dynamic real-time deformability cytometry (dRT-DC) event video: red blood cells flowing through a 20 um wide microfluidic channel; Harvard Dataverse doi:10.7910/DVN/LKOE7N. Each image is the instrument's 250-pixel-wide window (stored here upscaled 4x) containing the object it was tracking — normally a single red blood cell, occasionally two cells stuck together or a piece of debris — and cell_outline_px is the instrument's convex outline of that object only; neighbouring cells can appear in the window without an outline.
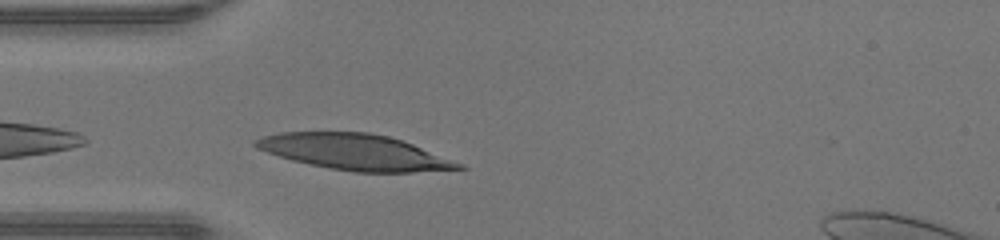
{"species": "human", "species_latin": "Homo sapiens", "temperature_condition": "warm", "stored_images_in_passage": 22, "camera_frame_rate_fps": 3000, "um_per_image_px": 0.085, "donor": {"sex": "male"}, "frame": {"image": 1, "passage_image": 1, "time_ms": 0.0, "image_size_px": [1000, 240], "cell_outline_px": [[468, 168], [412, 172], [356, 172], [328, 168], [292, 160], [256, 148], [252, 144], [252, 140], [264, 136], [280, 132], [368, 132], [388, 136], [412, 144], [464, 164]], "centroid_in_image_um": [30.13, 12.92], "position_along_channel_um": 54.9, "area_um2": 42.02}}
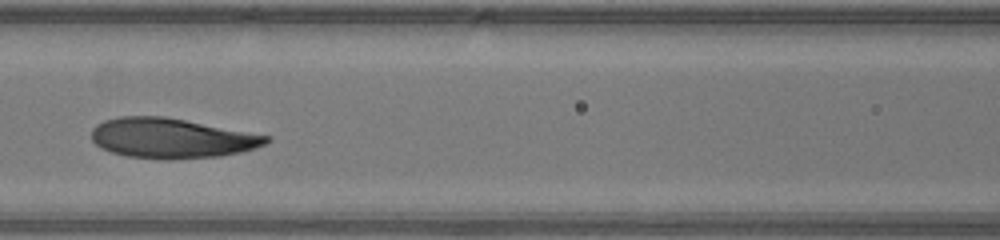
{"frame": {"image": 2, "passage_image": 8, "time_ms": 2.333, "image_size_px": [1000, 240], "cell_outline_px": [[272, 140], [256, 148], [240, 152], [220, 156], [168, 160], [128, 156], [112, 152], [100, 148], [92, 140], [92, 128], [96, 124], [104, 120], [120, 116], [164, 116], [272, 136]], "centroid_in_image_um": [14.59, 11.74], "position_along_channel_um": 152.0, "area_um2": 40.86}}
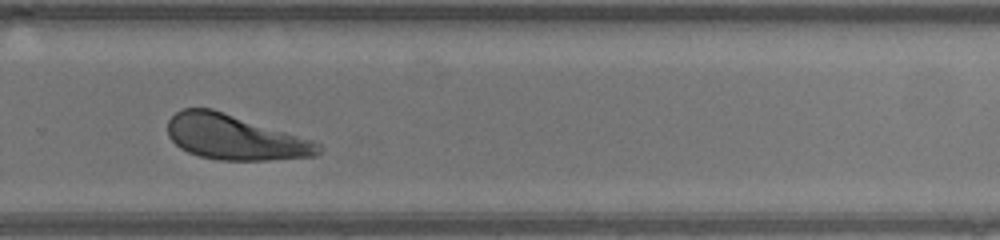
{"frame": {"image": 3, "passage_image": 19, "time_ms": 6.0, "image_size_px": [1000, 240], "cell_outline_px": [[324, 148], [316, 156], [268, 160], [220, 160], [200, 156], [188, 152], [180, 148], [168, 136], [168, 120], [176, 112], [184, 108], [212, 108], [312, 140], [320, 144]], "centroid_in_image_um": [19.96, 11.67], "position_along_channel_um": 309.8, "area_um2": 39.3}}